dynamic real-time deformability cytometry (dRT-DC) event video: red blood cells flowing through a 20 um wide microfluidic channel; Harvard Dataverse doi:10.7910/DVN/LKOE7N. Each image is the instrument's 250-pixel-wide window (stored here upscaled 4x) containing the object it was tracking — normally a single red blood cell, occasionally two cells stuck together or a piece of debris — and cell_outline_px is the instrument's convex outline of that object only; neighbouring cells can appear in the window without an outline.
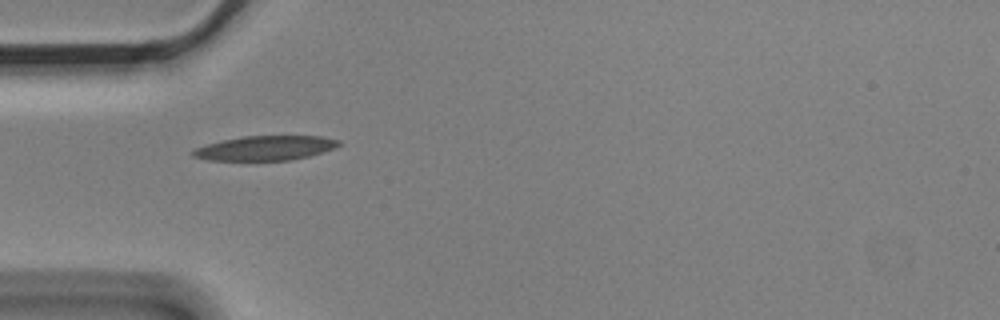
{"species": "Egyptian fruit bat (a non-hibernating species)", "species_latin": "Rousettus aegyptiacus", "temperature_condition": "cold", "stored_images_in_passage": 2, "camera_frame_rate_fps": 3000, "um_per_image_px": 0.085, "animal": {"sex": "male"}, "frame": {"image": 1, "passage_image": 1, "time_ms": 0.0, "image_size_px": [1000, 320], "cell_outline_px": [[340, 144], [324, 152], [292, 160], [208, 160], [192, 156], [188, 152], [196, 148], [208, 144], [224, 140], [244, 136], [320, 136], [340, 140]], "centroid_in_image_um": [22.53, 12.59], "position_along_channel_um": 62.5, "area_um2": 20.69}}
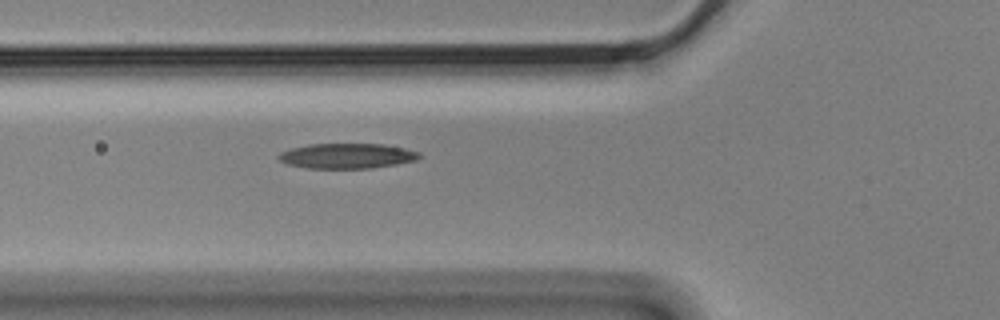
{"frame": {"image": 2, "passage_image": 2, "time_ms": 0.333, "image_size_px": [1000, 320], "cell_outline_px": [[424, 156], [416, 160], [396, 164], [372, 168], [308, 168], [288, 164], [280, 160], [276, 156], [280, 152], [292, 148], [308, 144], [384, 144], [404, 148], [420, 152]], "centroid_in_image_um": [29.52, 13.25], "position_along_channel_um": 96.3, "area_um2": 20.63}}